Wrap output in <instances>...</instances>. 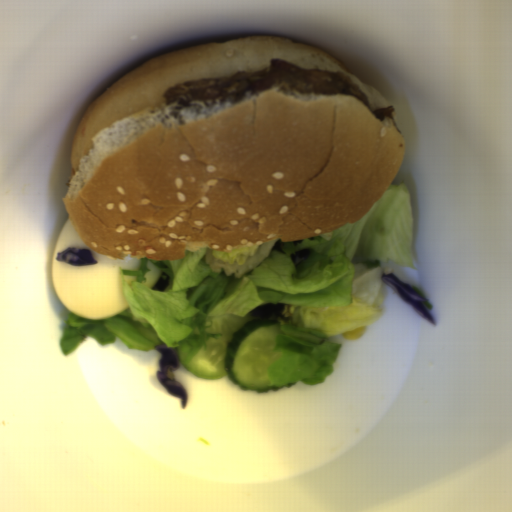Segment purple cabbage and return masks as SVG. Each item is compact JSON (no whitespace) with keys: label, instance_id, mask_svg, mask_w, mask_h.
I'll return each mask as SVG.
<instances>
[{"label":"purple cabbage","instance_id":"1","mask_svg":"<svg viewBox=\"0 0 512 512\" xmlns=\"http://www.w3.org/2000/svg\"><path fill=\"white\" fill-rule=\"evenodd\" d=\"M154 349L161 353L158 362L157 378L169 395L180 398L181 407L185 409L188 397L185 387L175 379V372L179 369L180 361L177 353L165 345H155Z\"/></svg>","mask_w":512,"mask_h":512},{"label":"purple cabbage","instance_id":"3","mask_svg":"<svg viewBox=\"0 0 512 512\" xmlns=\"http://www.w3.org/2000/svg\"><path fill=\"white\" fill-rule=\"evenodd\" d=\"M55 259L58 262H64L72 266H88L97 264V260L91 251L86 248L69 246L61 252H57Z\"/></svg>","mask_w":512,"mask_h":512},{"label":"purple cabbage","instance_id":"2","mask_svg":"<svg viewBox=\"0 0 512 512\" xmlns=\"http://www.w3.org/2000/svg\"><path fill=\"white\" fill-rule=\"evenodd\" d=\"M381 281L392 289L411 309L423 317L433 326L436 325L435 319L427 310L424 301L426 298L421 297L413 291L409 284L402 282L395 274L385 273L380 276Z\"/></svg>","mask_w":512,"mask_h":512}]
</instances>
